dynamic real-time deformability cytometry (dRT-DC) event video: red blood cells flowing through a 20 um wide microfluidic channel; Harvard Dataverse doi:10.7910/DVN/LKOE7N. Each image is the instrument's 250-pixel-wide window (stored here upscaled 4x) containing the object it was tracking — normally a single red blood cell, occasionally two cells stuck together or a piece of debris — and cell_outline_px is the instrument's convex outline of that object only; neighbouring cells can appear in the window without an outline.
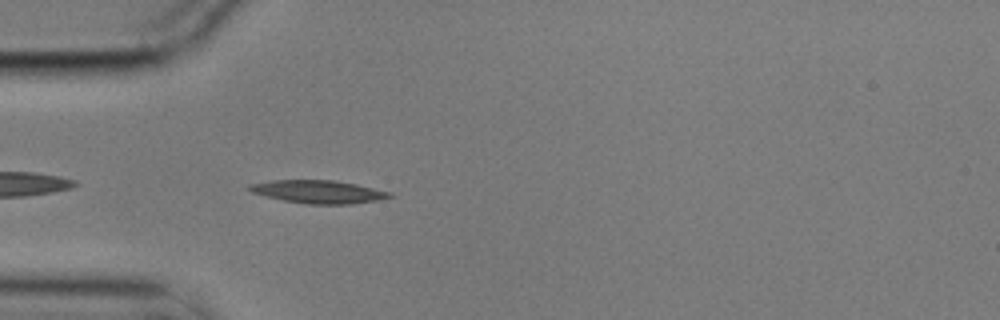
{"species": "common noctule bat (a hibernating species)", "species_latin": "Nyctalus noctula", "temperature_condition": "cold", "stored_images_in_passage": 1, "camera_frame_rate_fps": 3000, "um_per_image_px": 0.085, "animal": {"sex": "male", "body_mass_g": 17.9}, "frame": {"image": 1, "passage_image": 1, "time_ms": 0.0, "image_size_px": [1000, 320], "cell_outline_px": [[392, 196], [376, 200], [352, 204], [304, 204], [284, 200], [252, 192], [248, 188], [248, 184], [272, 180], [332, 180], [356, 184], [392, 192]], "centroid_in_image_um": [27.06, 16.29], "position_along_channel_um": 57.9, "area_um2": 18.61}}